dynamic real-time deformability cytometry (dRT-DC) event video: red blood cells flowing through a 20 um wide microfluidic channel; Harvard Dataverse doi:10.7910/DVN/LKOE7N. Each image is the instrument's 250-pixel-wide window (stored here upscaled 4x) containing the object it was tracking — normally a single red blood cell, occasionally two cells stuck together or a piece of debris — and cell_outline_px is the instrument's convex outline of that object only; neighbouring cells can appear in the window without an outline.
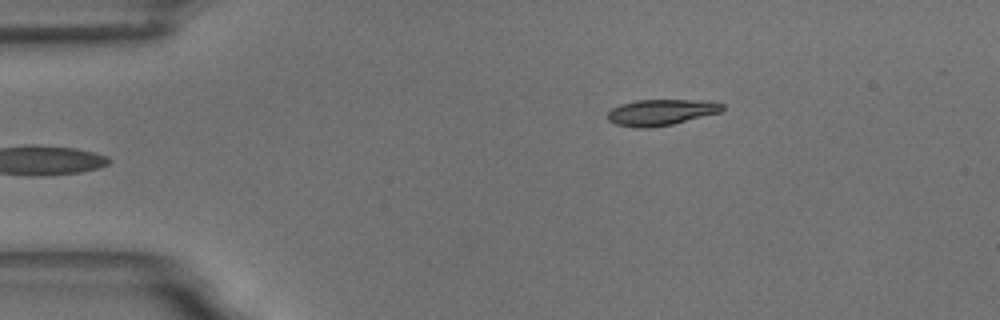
{"species": "common noctule bat (a hibernating species)", "species_latin": "Nyctalus noctula", "temperature_condition": "room temperature", "stored_images_in_passage": 5, "camera_frame_rate_fps": 3000, "um_per_image_px": 0.085, "animal": {"sex": "male", "body_mass_g": 18.8}, "frame": {"image": 1, "passage_image": 5, "time_ms": 5.667, "image_size_px": [1000, 320], "cell_outline_px": [[724, 108], [720, 112], [672, 124], [648, 128], [636, 128], [616, 124], [608, 120], [608, 112], [612, 108], [620, 104], [636, 100], [708, 100], [724, 104]], "centroid_in_image_um": [56.19, 9.54], "position_along_channel_um": 28.8, "area_um2": 17.4}}